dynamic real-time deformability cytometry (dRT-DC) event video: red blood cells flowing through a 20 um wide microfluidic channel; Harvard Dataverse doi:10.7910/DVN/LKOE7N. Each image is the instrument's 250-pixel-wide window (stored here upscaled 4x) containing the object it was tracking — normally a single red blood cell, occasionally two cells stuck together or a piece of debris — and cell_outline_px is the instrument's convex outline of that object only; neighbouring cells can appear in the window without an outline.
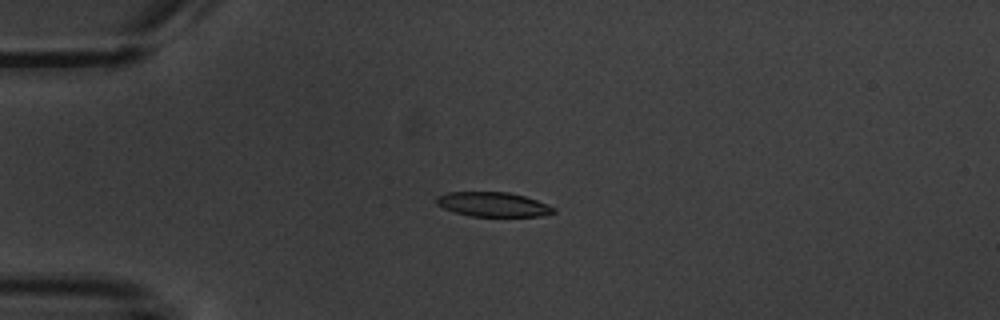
{"species": "common noctule bat (a hibernating species)", "species_latin": "Nyctalus noctula", "temperature_condition": "warm", "stored_images_in_passage": 6, "camera_frame_rate_fps": 3000, "um_per_image_px": 0.085, "animal": {"sex": "male", "body_mass_g": 20.1, "forearm_length_mm": 53.5}, "frame": {"image": 1, "passage_image": 4, "time_ms": 4.333, "image_size_px": [1000, 320], "cell_outline_px": [[556, 212], [540, 216], [472, 216], [456, 212], [444, 208], [436, 204], [436, 196], [448, 192], [508, 192], [524, 196], [548, 204], [556, 208]], "centroid_in_image_um": [41.92, 17.37], "position_along_channel_um": 43.1, "area_um2": 16.65}}